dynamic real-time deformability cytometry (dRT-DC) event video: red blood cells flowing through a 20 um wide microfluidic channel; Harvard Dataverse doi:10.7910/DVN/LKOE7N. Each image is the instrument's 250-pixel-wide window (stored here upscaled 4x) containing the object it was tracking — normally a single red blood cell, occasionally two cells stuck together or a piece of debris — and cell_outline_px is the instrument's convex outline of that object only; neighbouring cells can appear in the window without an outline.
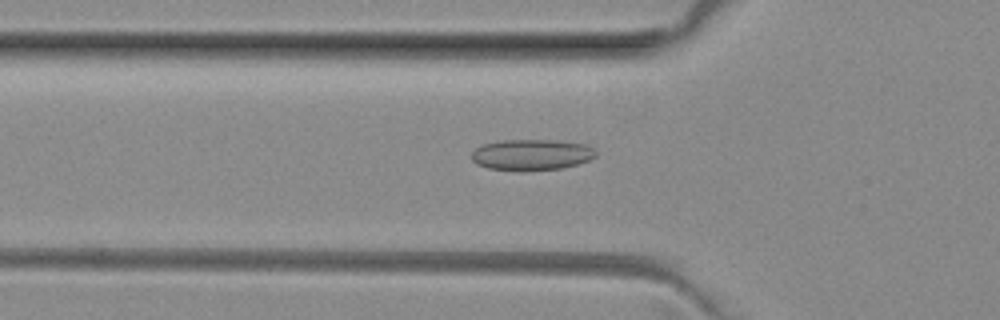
{"species": "common noctule bat (a hibernating species)", "species_latin": "Nyctalus noctula", "temperature_condition": "room temperature", "stored_images_in_passage": 32, "camera_frame_rate_fps": 3000, "um_per_image_px": 0.085, "animal": {"sex": "female", "body_mass_g": 29.2, "forearm_length_mm": 56.3}, "frame": {"image": 1, "passage_image": 6, "time_ms": 1.667, "image_size_px": [1000, 320], "cell_outline_px": [[596, 156], [588, 160], [564, 168], [488, 168], [476, 164], [472, 160], [472, 152], [476, 148], [484, 144], [504, 140], [556, 140], [584, 144], [592, 148], [596, 152]], "centroid_in_image_um": [45.19, 13.11], "position_along_channel_um": 80.6, "area_um2": 21.5}}
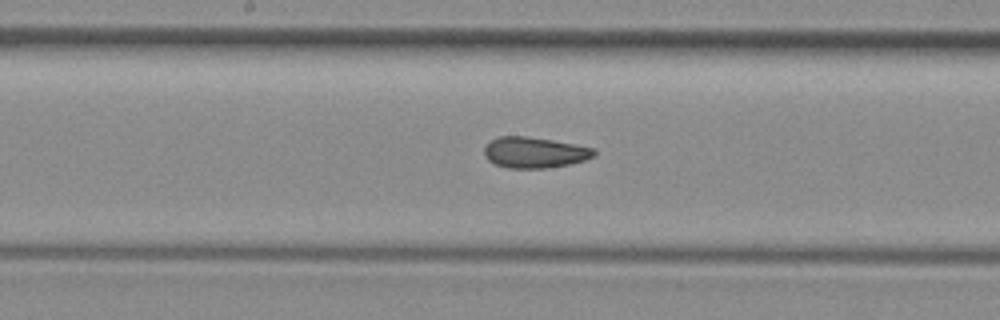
{"frame": {"image": 2, "passage_image": 15, "time_ms": 4.667, "image_size_px": [1000, 320], "cell_outline_px": [[596, 156], [584, 160], [568, 164], [544, 168], [508, 168], [496, 164], [488, 160], [484, 156], [484, 148], [492, 140], [500, 136], [528, 136], [552, 140], [596, 148]], "centroid_in_image_um": [45.45, 12.96], "position_along_channel_um": 202.8, "area_um2": 19.71}}
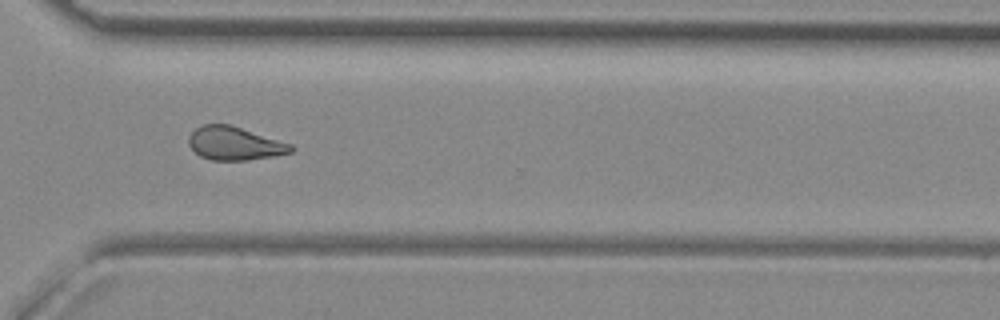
{"frame": {"image": 3, "passage_image": 26, "time_ms": 8.333, "image_size_px": [1000, 320], "cell_outline_px": [[296, 148], [292, 152], [272, 156], [248, 160], [212, 160], [200, 156], [188, 144], [188, 136], [196, 128], [204, 124], [232, 124], [292, 144]], "centroid_in_image_um": [19.96, 12.18], "position_along_channel_um": 350.6, "area_um2": 20.0}, "authors_computed_cell_mechanics": {"area_um2": 19.7098, "velocity_mm_per_s": 4.0428, "shape_relaxation_time_tau1_ms": null, "shape_relaxation_time_tau2_ms": 1.9458, "deformation_change_tau1": null, "deformation_change_tau2": 0.0963}}